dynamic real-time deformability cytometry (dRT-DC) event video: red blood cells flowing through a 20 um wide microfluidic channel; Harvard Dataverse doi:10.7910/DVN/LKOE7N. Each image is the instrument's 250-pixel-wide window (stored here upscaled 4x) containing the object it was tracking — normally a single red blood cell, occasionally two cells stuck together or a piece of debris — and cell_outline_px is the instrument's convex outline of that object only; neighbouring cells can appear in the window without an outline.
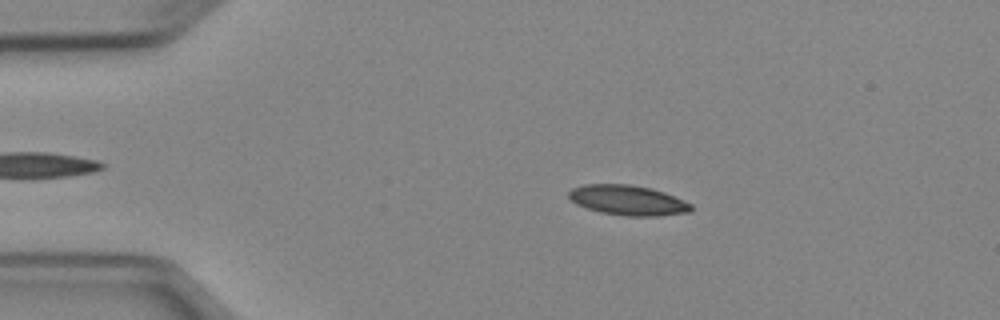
{"species": "Egyptian fruit bat (a non-hibernating species)", "species_latin": "Rousettus aegyptiacus", "temperature_condition": "cold", "stored_images_in_passage": 44, "camera_frame_rate_fps": 3000, "um_per_image_px": 0.085, "animal": {"sex": "female"}, "frame": {"image": 1, "passage_image": 9, "time_ms": 2.667, "image_size_px": [1000, 320], "cell_outline_px": [[692, 212], [656, 216], [628, 216], [600, 212], [576, 204], [568, 196], [568, 192], [572, 188], [584, 184], [628, 184], [652, 188], [664, 192], [692, 204]], "centroid_in_image_um": [53.37, 17.02], "position_along_channel_um": 31.6, "area_um2": 21.39}}
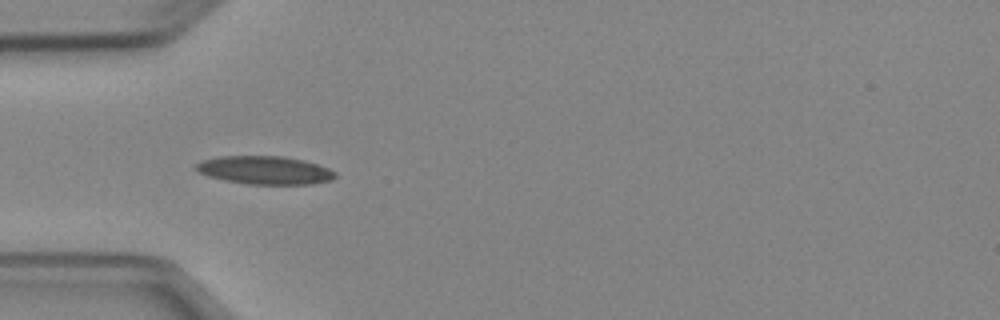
{"frame": {"image": 2, "passage_image": 15, "time_ms": 4.667, "image_size_px": [1000, 320], "cell_outline_px": [[336, 176], [332, 180], [312, 184], [248, 184], [224, 180], [208, 176], [200, 172], [196, 168], [196, 164], [204, 160], [220, 156], [280, 156], [304, 160], [328, 168], [336, 172]], "centroid_in_image_um": [22.54, 14.47], "position_along_channel_um": 62.5, "area_um2": 22.72}}
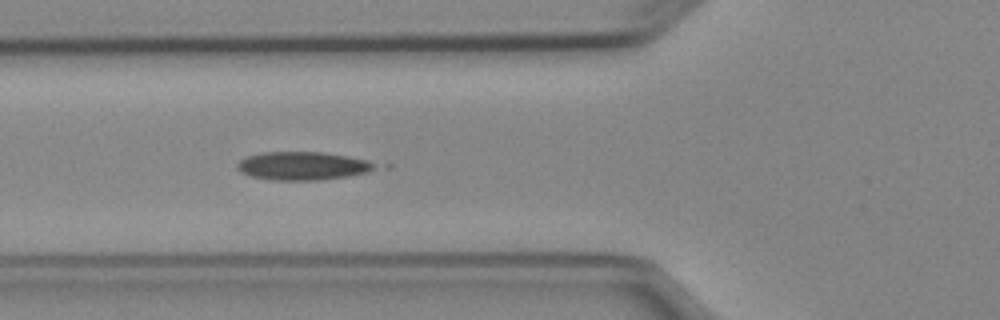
{"frame": {"image": 3, "passage_image": 18, "time_ms": 5.667, "image_size_px": [1000, 320], "cell_outline_px": [[376, 168], [368, 172], [348, 176], [320, 180], [276, 180], [252, 176], [240, 172], [236, 168], [236, 164], [240, 160], [248, 156], [260, 152], [324, 152], [348, 156], [368, 160], [376, 164]], "centroid_in_image_um": [25.73, 14.09], "position_along_channel_um": 100.1, "area_um2": 22.72}}